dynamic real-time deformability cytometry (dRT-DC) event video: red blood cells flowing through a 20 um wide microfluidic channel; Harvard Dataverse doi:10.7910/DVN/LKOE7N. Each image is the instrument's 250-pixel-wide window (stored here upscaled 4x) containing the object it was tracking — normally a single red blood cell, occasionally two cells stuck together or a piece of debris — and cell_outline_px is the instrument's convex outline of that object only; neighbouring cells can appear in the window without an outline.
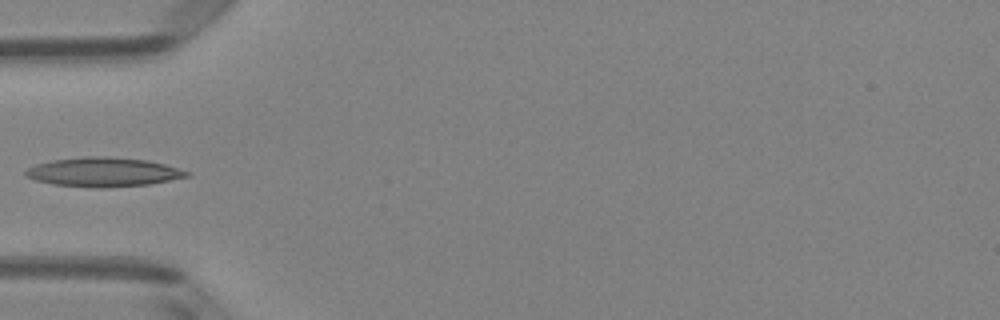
{"species": "Egyptian fruit bat (a non-hibernating species)", "species_latin": "Rousettus aegyptiacus", "temperature_condition": "room temperature", "stored_images_in_passage": 6, "camera_frame_rate_fps": 3000, "um_per_image_px": 0.085, "animal": {"sex": "female"}, "frame": {"image": 1, "passage_image": 5, "time_ms": 1.333, "image_size_px": [1000, 320], "cell_outline_px": [[192, 172], [188, 176], [148, 184], [100, 188], [96, 188], [52, 184], [36, 180], [24, 176], [24, 172], [28, 168], [36, 164], [52, 160], [84, 156], [112, 156], [148, 160], [164, 164]], "centroid_in_image_um": [8.76, 14.61], "position_along_channel_um": 76.2, "area_um2": 27.46}}
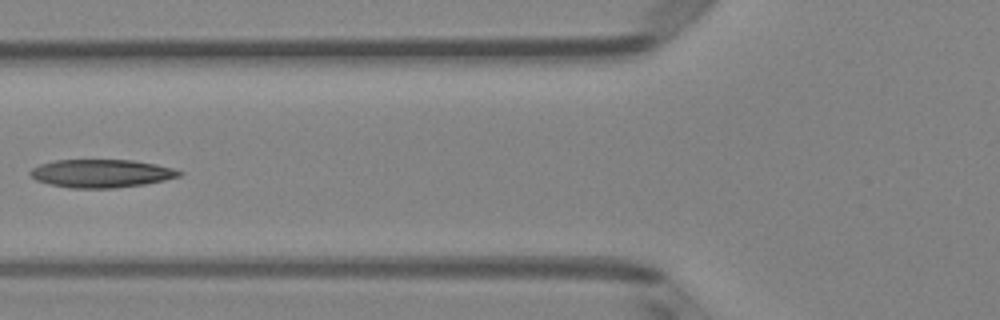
{"frame": {"image": 2, "passage_image": 6, "time_ms": 1.667, "image_size_px": [1000, 320], "cell_outline_px": [[184, 172], [180, 176], [164, 180], [144, 184], [116, 188], [68, 188], [48, 184], [36, 180], [28, 172], [32, 168], [40, 164], [56, 160], [132, 160], [156, 164], [172, 168]], "centroid_in_image_um": [8.59, 14.74], "position_along_channel_um": 117.2, "area_um2": 24.45}}